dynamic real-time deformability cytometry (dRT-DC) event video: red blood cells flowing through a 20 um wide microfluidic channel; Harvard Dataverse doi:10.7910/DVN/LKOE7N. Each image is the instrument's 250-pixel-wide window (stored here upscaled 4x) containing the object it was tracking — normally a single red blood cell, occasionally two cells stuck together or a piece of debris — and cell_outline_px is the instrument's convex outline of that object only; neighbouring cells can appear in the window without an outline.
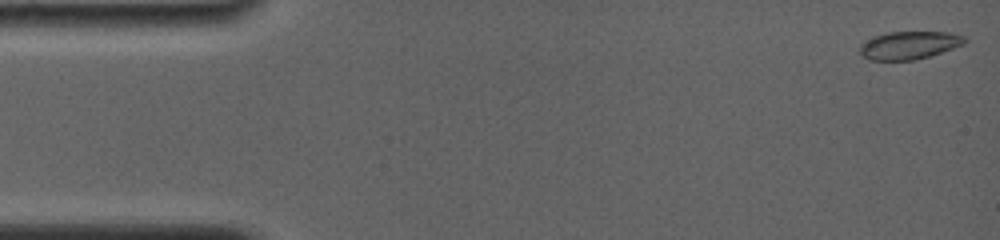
{"species": "common noctule bat (a hibernating species)", "species_latin": "Nyctalus noctula", "temperature_condition": "room temperature", "stored_images_in_passage": 65, "camera_frame_rate_fps": 4000, "um_per_image_px": 0.085, "animal": {"sex": "female", "body_mass_g": 19.0, "forearm_length_mm": 56.7}, "frame": {"image": 1, "passage_image": 2, "time_ms": 0.25, "image_size_px": [1000, 240], "cell_outline_px": [[968, 40], [964, 44], [916, 60], [868, 60], [860, 52], [860, 44], [864, 40], [888, 32], [952, 32], [964, 36]], "centroid_in_image_um": [77.28, 3.84], "position_along_channel_um": 7.7, "area_um2": 16.99}}
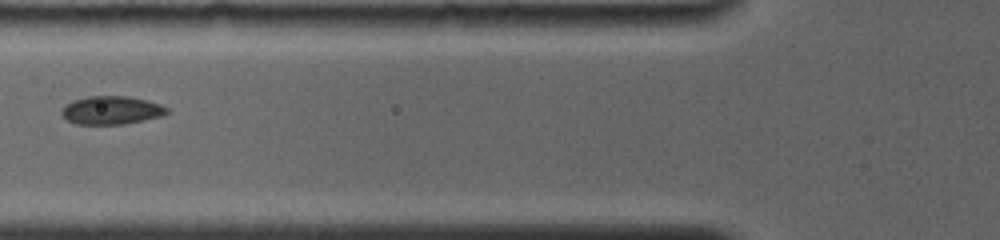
{"frame": {"image": 2, "passage_image": 34, "time_ms": 6.25, "image_size_px": [1000, 240], "cell_outline_px": [[168, 112], [160, 116], [144, 120], [124, 124], [76, 124], [68, 120], [60, 112], [72, 100], [88, 96], [128, 96], [160, 104], [168, 108]], "centroid_in_image_um": [9.47, 9.37], "position_along_channel_um": 116.3, "area_um2": 17.11}}
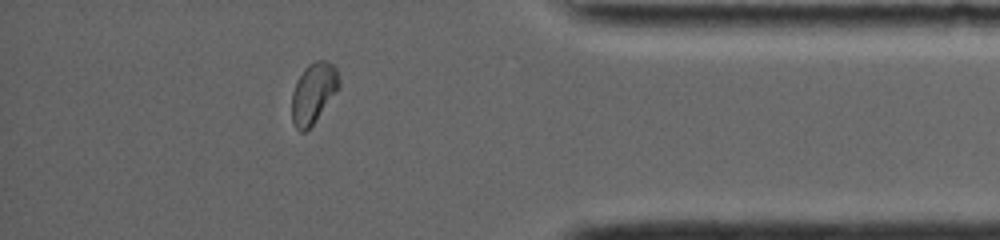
{"frame": {"image": 3, "passage_image": 56, "time_ms": 14.25, "image_size_px": [1000, 240], "cell_outline_px": [[340, 88], [316, 120], [304, 132], [300, 132], [292, 124], [292, 92], [304, 68], [308, 64], [316, 60], [328, 60], [336, 68], [340, 84]], "centroid_in_image_um": [26.65, 7.9], "position_along_channel_um": 408.5, "area_um2": 16.65}, "authors_computed_cell_mechanics": {"area_um2": 17.2244, "velocity_mm_per_s": 3.8428, "shape_relaxation_time_tau1_ms": null, "shape_relaxation_time_tau2_ms": 0.9861, "deformation_change_tau1": null, "deformation_change_tau2": 0.0316}}